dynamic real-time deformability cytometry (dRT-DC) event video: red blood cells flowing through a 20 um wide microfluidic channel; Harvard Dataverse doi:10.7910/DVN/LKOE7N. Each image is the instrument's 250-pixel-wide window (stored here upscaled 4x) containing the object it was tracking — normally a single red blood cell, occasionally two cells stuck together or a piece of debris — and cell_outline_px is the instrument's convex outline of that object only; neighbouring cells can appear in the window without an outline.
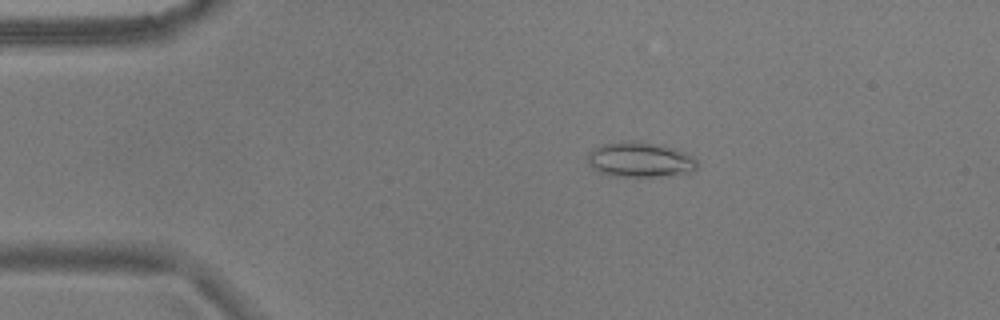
{"species": "common noctule bat (a hibernating species)", "species_latin": "Nyctalus noctula", "temperature_condition": "warm", "stored_images_in_passage": 54, "camera_frame_rate_fps": 3000, "um_per_image_px": 0.085, "animal": {"sex": "male", "body_mass_g": 17.9}, "frame": {"image": 1, "passage_image": 10, "time_ms": 3.0, "image_size_px": [1000, 320], "cell_outline_px": [[696, 168], [688, 172], [656, 176], [612, 176], [600, 172], [592, 168], [588, 164], [588, 152], [592, 148], [600, 144], [632, 140], [676, 148], [692, 156], [696, 160]], "centroid_in_image_um": [54.33, 13.55], "position_along_channel_um": 30.7, "area_um2": 22.2}}
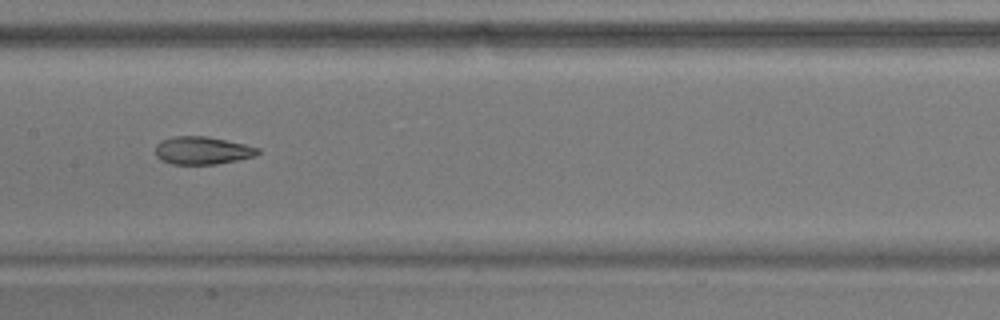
{"frame": {"image": 2, "passage_image": 27, "time_ms": 8.667, "image_size_px": [1000, 320], "cell_outline_px": [[260, 152], [256, 156], [216, 164], [172, 164], [160, 160], [156, 156], [156, 144], [160, 140], [172, 136], [208, 136], [244, 144], [260, 148]], "centroid_in_image_um": [17.18, 12.78], "position_along_channel_um": 190.2, "area_um2": 16.7}}
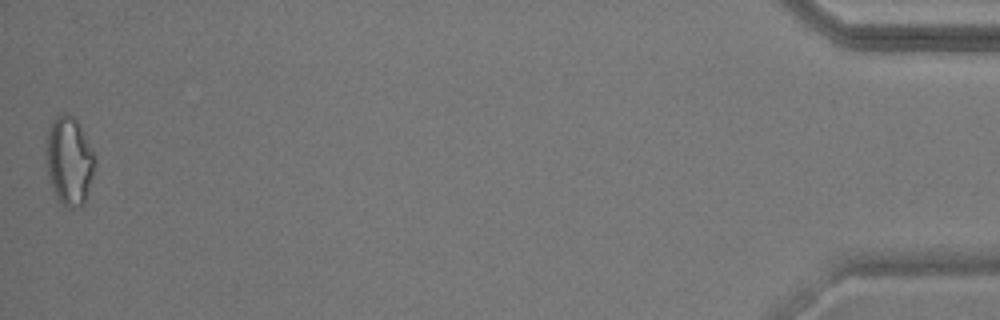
{"frame": {"image": 3, "passage_image": 54, "time_ms": 17.667, "image_size_px": [1000, 320], "cell_outline_px": [[92, 176], [84, 204], [76, 208], [68, 208], [56, 200], [48, 176], [44, 152], [48, 128], [52, 120], [60, 112], [68, 112], [80, 124], [92, 152]], "centroid_in_image_um": [5.8, 13.65], "position_along_channel_um": 429.4, "area_um2": 25.2}, "authors_computed_cell_mechanics": {"area_um2": 19.1607, "velocity_mm_per_s": 3.6878, "shape_relaxation_time_tau1_ms": null, "shape_relaxation_time_tau2_ms": 2.378, "deformation_change_tau1": null, "deformation_change_tau2": 0.0902}}